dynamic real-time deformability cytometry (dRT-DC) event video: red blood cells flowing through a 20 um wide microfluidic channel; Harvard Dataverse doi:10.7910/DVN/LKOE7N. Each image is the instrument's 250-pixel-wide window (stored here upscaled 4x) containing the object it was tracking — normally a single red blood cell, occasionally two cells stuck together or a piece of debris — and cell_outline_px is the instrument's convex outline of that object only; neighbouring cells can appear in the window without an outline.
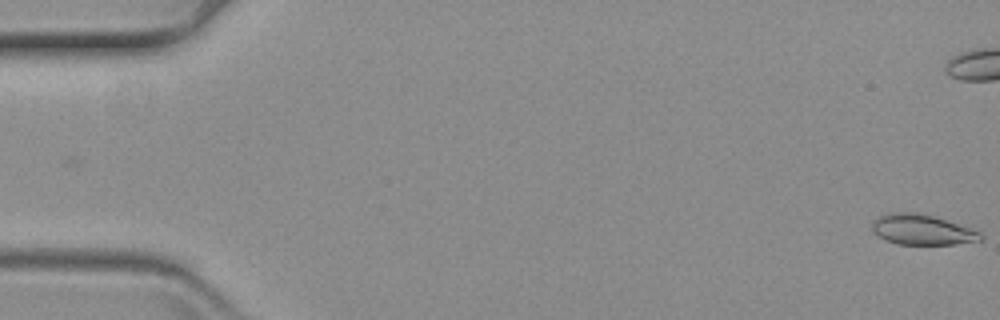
{"species": "common noctule bat (a hibernating species)", "species_latin": "Nyctalus noctula", "temperature_condition": "warm", "stored_images_in_passage": 63, "camera_frame_rate_fps": 3000, "um_per_image_px": 0.085, "animal": {"sex": "female", "body_mass_g": 19.3, "forearm_length_mm": 54.1}, "frame": {"image": 1, "passage_image": 1, "time_ms": 0.0, "image_size_px": [1000, 320], "cell_outline_px": [[984, 240], [956, 244], [896, 244], [884, 240], [872, 232], [872, 220], [880, 216], [892, 212], [916, 212], [932, 216], [972, 228], [980, 232], [984, 236]], "centroid_in_image_um": [78.37, 19.53], "position_along_channel_um": 6.6, "area_um2": 19.31}}
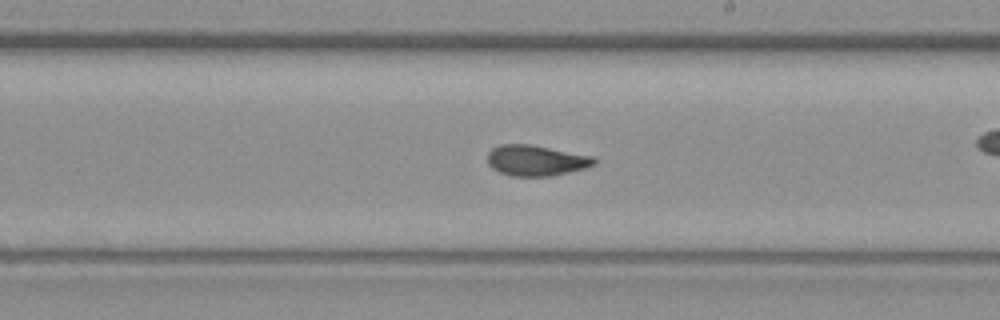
{"frame": {"image": 2, "passage_image": 36, "time_ms": 11.667, "image_size_px": [1000, 320], "cell_outline_px": [[596, 164], [584, 168], [552, 176], [512, 176], [500, 172], [492, 168], [488, 164], [488, 152], [492, 148], [500, 144], [528, 144], [596, 156]], "centroid_in_image_um": [45.58, 13.63], "position_along_channel_um": 243.4, "area_um2": 19.13}}
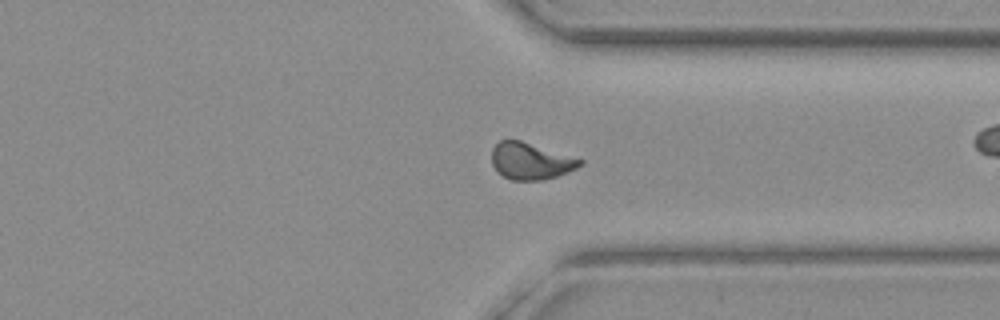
{"frame": {"image": 3, "passage_image": 47, "time_ms": 15.333, "image_size_px": [1000, 320], "cell_outline_px": [[584, 164], [568, 172], [544, 180], [512, 180], [496, 172], [492, 164], [492, 148], [500, 140], [520, 140], [584, 160]], "centroid_in_image_um": [45.09, 13.7], "position_along_channel_um": 366.3, "area_um2": 18.84}}